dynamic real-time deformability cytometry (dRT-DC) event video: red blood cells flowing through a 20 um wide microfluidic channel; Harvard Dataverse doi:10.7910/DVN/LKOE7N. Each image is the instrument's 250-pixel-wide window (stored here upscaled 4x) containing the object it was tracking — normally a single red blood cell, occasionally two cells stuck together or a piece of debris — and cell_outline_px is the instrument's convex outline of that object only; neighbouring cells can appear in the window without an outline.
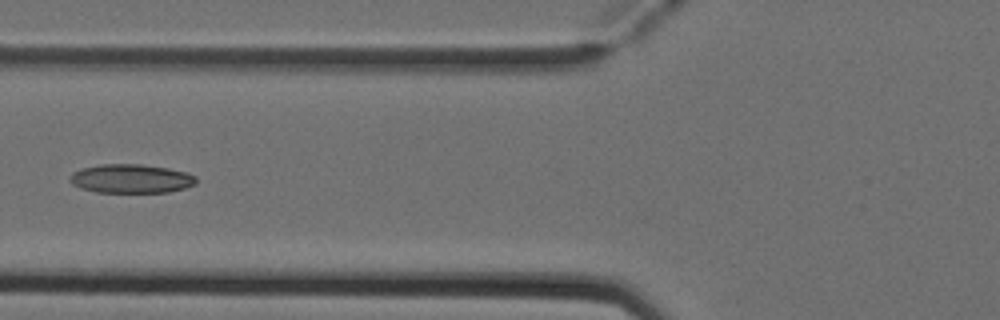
{"species": "Egyptian fruit bat (a non-hibernating species)", "species_latin": "Rousettus aegyptiacus", "temperature_condition": "cold", "stored_images_in_passage": 5, "camera_frame_rate_fps": 3000, "um_per_image_px": 0.085, "animal": {"sex": "female"}, "frame": {"image": 1, "passage_image": 5, "time_ms": 1.333, "image_size_px": [1000, 320], "cell_outline_px": [[196, 184], [184, 188], [168, 192], [96, 192], [80, 188], [72, 184], [68, 180], [68, 176], [72, 172], [84, 168], [100, 164], [140, 164], [168, 168], [188, 172], [196, 176]], "centroid_in_image_um": [11.13, 15.18], "position_along_channel_um": 114.7, "area_um2": 21.39}}